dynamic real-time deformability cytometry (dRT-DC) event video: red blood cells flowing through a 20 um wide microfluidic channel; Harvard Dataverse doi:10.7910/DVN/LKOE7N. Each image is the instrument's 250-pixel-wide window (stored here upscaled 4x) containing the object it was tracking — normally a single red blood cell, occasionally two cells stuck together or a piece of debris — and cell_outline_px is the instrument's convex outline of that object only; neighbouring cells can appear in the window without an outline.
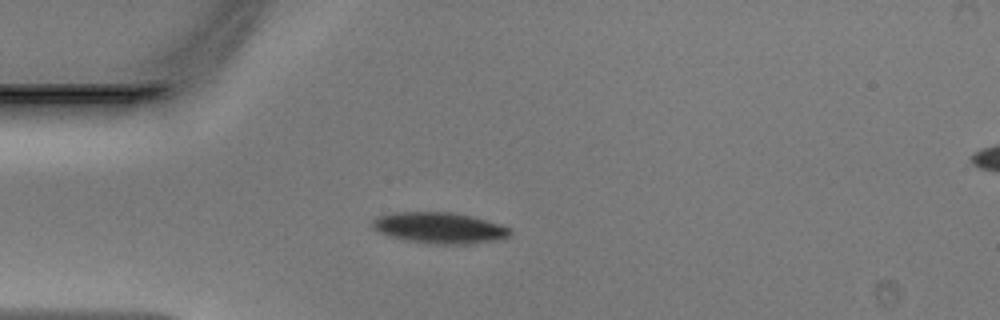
{"species": "Egyptian fruit bat (a non-hibernating species)", "species_latin": "Rousettus aegyptiacus", "temperature_condition": "warm", "stored_images_in_passage": 36, "camera_frame_rate_fps": 3000, "um_per_image_px": 0.085, "animal": {"sex": "male"}, "frame": {"image": 1, "passage_image": 1, "time_ms": 0.0, "image_size_px": [1000, 320], "cell_outline_px": [[512, 236], [500, 240], [464, 244], [440, 244], [404, 240], [380, 232], [372, 228], [372, 220], [376, 216], [392, 212], [452, 212], [472, 216], [500, 224], [512, 228]], "centroid_in_image_um": [37.39, 19.36], "position_along_channel_um": 47.6, "area_um2": 25.09}}
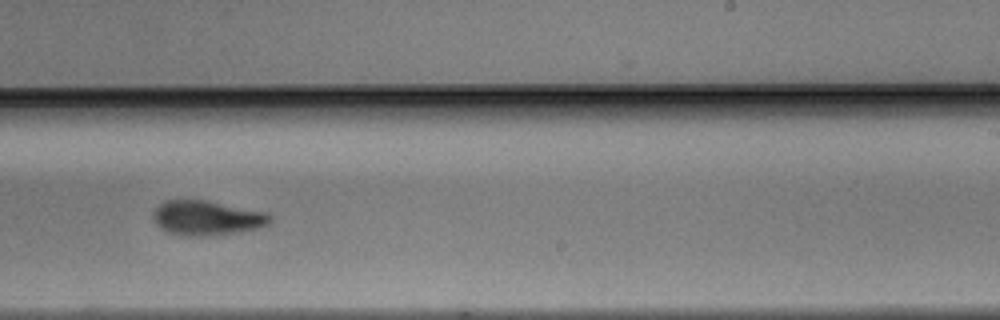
{"frame": {"image": 2, "passage_image": 18, "time_ms": 5.667, "image_size_px": [1000, 320], "cell_outline_px": [[272, 220], [268, 224], [260, 228], [236, 232], [208, 236], [180, 236], [164, 232], [152, 220], [152, 212], [164, 200], [204, 200], [268, 212], [272, 216]], "centroid_in_image_um": [17.55, 18.54], "position_along_channel_um": 271.4, "area_um2": 23.99}}
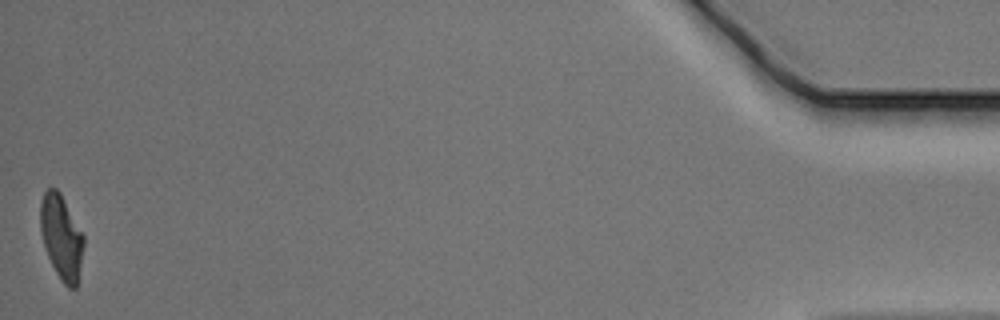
{"frame": {"image": 3, "passage_image": 36, "time_ms": 11.667, "image_size_px": [1000, 320], "cell_outline_px": [[84, 244], [76, 288], [68, 288], [64, 284], [56, 272], [48, 256], [44, 244], [40, 228], [40, 200], [44, 192], [48, 188], [56, 188], [60, 192], [84, 236]], "centroid_in_image_um": [5.21, 20.12], "position_along_channel_um": 430.0, "area_um2": 21.04}}